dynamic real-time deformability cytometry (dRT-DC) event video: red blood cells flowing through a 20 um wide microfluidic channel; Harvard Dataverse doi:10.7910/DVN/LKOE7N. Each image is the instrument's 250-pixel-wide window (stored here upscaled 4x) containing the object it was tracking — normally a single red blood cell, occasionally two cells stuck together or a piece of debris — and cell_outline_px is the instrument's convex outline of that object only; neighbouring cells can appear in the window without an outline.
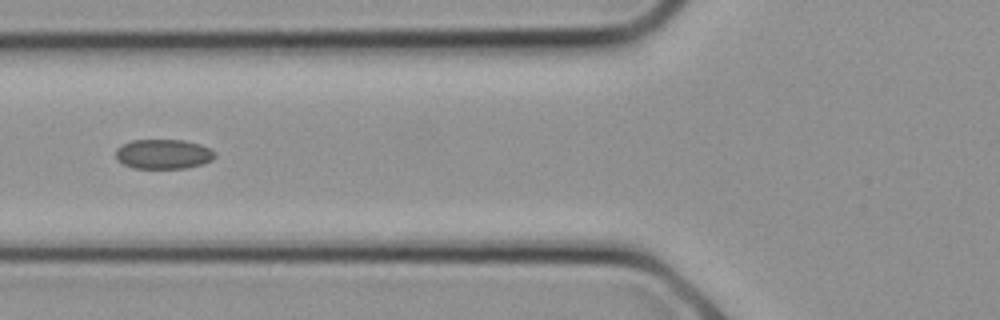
{"species": "common noctule bat (a hibernating species)", "species_latin": "Nyctalus noctula", "temperature_condition": "cold", "stored_images_in_passage": 10, "camera_frame_rate_fps": 3000, "um_per_image_px": 0.085, "animal": {"sex": "female", "body_mass_g": 21.9}, "frame": {"image": 1, "passage_image": 9, "time_ms": 2.667, "image_size_px": [1000, 320], "cell_outline_px": [[216, 156], [212, 160], [204, 164], [184, 168], [132, 168], [116, 160], [116, 148], [132, 140], [184, 140], [200, 144], [212, 148], [216, 152]], "centroid_in_image_um": [13.92, 13.1], "position_along_channel_um": 111.9, "area_um2": 17.34}}